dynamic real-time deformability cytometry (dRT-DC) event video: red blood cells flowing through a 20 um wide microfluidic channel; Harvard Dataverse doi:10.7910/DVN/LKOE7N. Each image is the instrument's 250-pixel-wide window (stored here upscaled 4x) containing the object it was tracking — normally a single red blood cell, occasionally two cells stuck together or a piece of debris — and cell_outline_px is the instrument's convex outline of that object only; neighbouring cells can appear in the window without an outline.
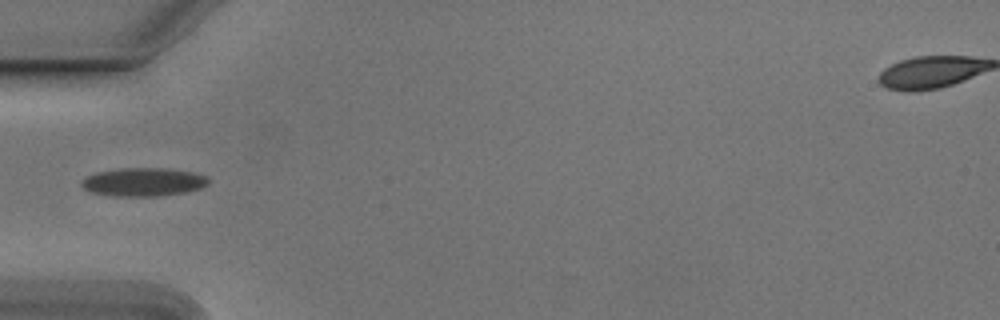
{"species": "Egyptian fruit bat (a non-hibernating species)", "species_latin": "Rousettus aegyptiacus", "temperature_condition": "cold", "stored_images_in_passage": 37, "camera_frame_rate_fps": 3000, "um_per_image_px": 0.085, "animal": {"sex": "male"}, "frame": {"image": 1, "passage_image": 1, "time_ms": 0.0, "image_size_px": [1000, 320], "cell_outline_px": [[212, 180], [208, 184], [200, 188], [188, 192], [156, 196], [112, 196], [88, 192], [80, 184], [80, 180], [96, 172], [120, 168], [168, 168], [192, 172], [208, 176]], "centroid_in_image_um": [12.2, 15.47], "position_along_channel_um": 72.8, "area_um2": 21.33}}
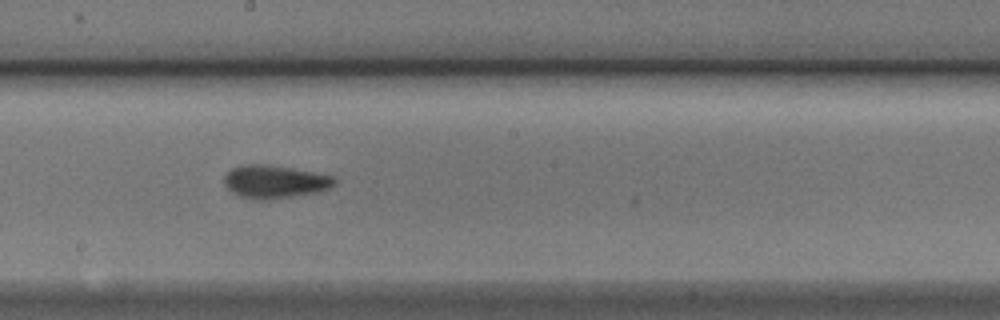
{"frame": {"image": 2, "passage_image": 13, "time_ms": 4.0, "image_size_px": [1000, 320], "cell_outline_px": [[336, 184], [320, 192], [268, 200], [252, 200], [240, 196], [232, 192], [224, 184], [224, 176], [232, 168], [244, 164], [264, 164], [292, 168], [336, 176]], "centroid_in_image_um": [23.37, 15.45], "position_along_channel_um": 224.8, "area_um2": 21.44}}
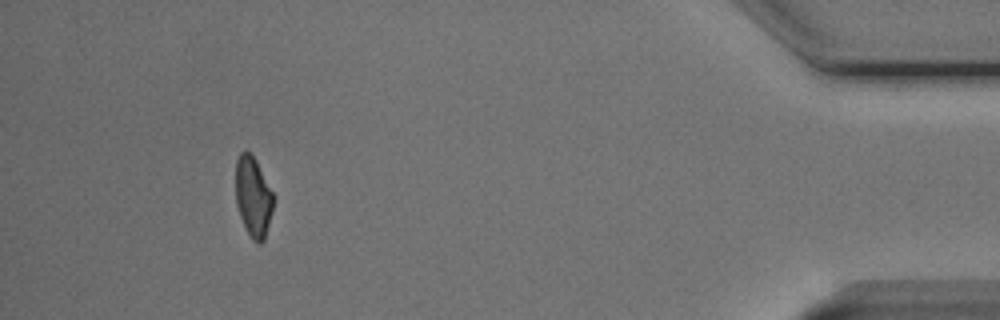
{"frame": {"image": 3, "passage_image": 33, "time_ms": 10.667, "image_size_px": [1000, 320], "cell_outline_px": [[272, 212], [264, 240], [260, 244], [256, 244], [252, 240], [240, 216], [236, 204], [236, 160], [240, 152], [244, 148], [256, 160], [272, 192]], "centroid_in_image_um": [21.5, 16.72], "position_along_channel_um": 413.7, "area_um2": 17.4}, "authors_computed_cell_mechanics": {"area_um2": 19.5942, "velocity_mm_per_s": 3.7843, "shape_relaxation_time_tau1_ms": 3.5082, "shape_relaxation_time_tau2_ms": 2.948, "deformation_change_tau1": 0.1148, "deformation_change_tau2": 0.0719}}